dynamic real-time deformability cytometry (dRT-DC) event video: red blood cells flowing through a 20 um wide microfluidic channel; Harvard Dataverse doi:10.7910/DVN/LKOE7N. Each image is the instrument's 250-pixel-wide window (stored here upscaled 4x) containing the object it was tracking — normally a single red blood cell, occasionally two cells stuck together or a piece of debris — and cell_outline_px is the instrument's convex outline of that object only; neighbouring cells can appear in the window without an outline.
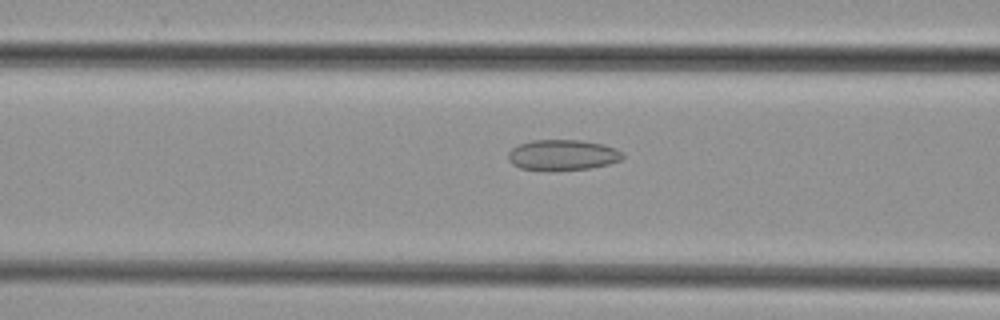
{"species": "common noctule bat (a hibernating species)", "species_latin": "Nyctalus noctula", "temperature_condition": "cold", "stored_images_in_passage": 17, "camera_frame_rate_fps": 3000, "um_per_image_px": 0.085, "animal": {"sex": "female", "body_mass_g": 29.2, "forearm_length_mm": 56.3}, "frame": {"image": 1, "passage_image": 15, "time_ms": 4.667, "image_size_px": [1000, 320], "cell_outline_px": [[624, 156], [620, 160], [608, 164], [592, 168], [548, 172], [520, 168], [512, 164], [508, 160], [508, 152], [512, 148], [520, 144], [532, 140], [580, 140], [604, 144], [616, 148], [624, 152]], "centroid_in_image_um": [47.82, 13.19], "position_along_channel_um": 118.8, "area_um2": 20.92}}